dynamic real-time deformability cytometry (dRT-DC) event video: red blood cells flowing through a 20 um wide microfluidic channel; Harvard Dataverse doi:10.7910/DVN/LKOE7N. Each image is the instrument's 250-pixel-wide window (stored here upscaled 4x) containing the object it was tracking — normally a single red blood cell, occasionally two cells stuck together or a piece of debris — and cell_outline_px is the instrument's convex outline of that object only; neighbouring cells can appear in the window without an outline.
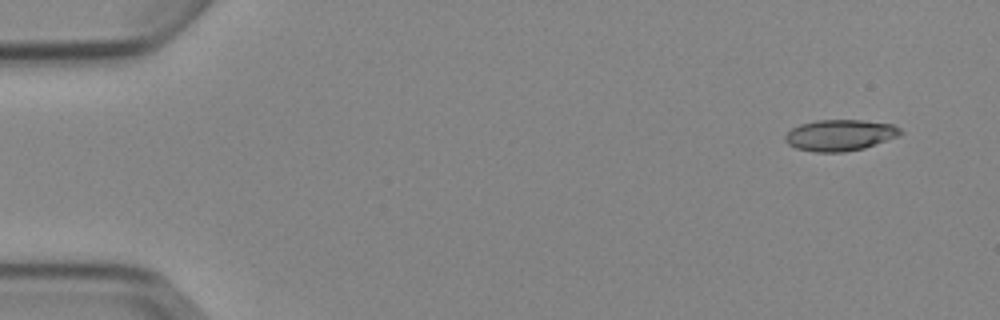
{"species": "Egyptian fruit bat (a non-hibernating species)", "species_latin": "Rousettus aegyptiacus", "temperature_condition": "cold", "stored_images_in_passage": 3, "camera_frame_rate_fps": 3000, "um_per_image_px": 0.085, "animal": {"sex": "female"}, "frame": {"image": 1, "passage_image": 1, "time_ms": 0.0, "image_size_px": [1000, 320], "cell_outline_px": [[904, 132], [900, 136], [864, 148], [844, 152], [816, 152], [796, 148], [788, 144], [784, 140], [784, 136], [792, 128], [800, 124], [816, 120], [860, 120], [892, 124], [900, 128]], "centroid_in_image_um": [71.41, 11.49], "position_along_channel_um": 13.6, "area_um2": 21.04}}